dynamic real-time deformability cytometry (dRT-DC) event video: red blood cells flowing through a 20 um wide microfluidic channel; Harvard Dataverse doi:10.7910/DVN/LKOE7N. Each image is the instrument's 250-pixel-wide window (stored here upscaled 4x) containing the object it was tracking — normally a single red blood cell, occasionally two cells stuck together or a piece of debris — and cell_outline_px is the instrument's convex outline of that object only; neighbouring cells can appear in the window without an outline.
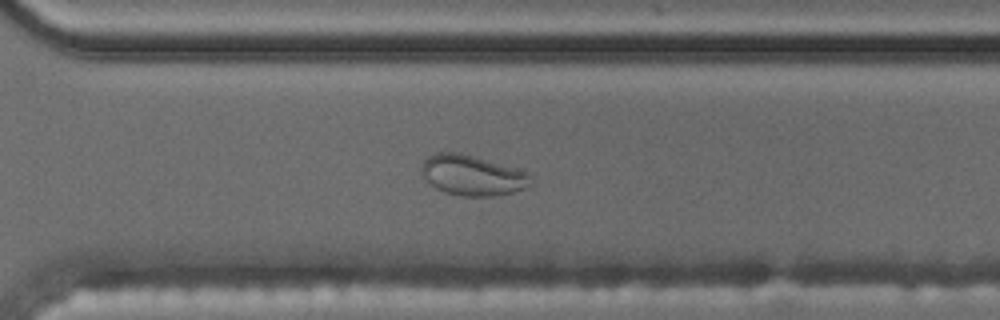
{"species": "common noctule bat (a hibernating species)", "species_latin": "Nyctalus noctula", "temperature_condition": "cold", "stored_images_in_passage": 57, "camera_frame_rate_fps": 3000, "um_per_image_px": 0.085, "animal": {"sex": "male", "body_mass_g": 17.5, "forearm_length_mm": 52.3}, "frame": {"image": 1, "passage_image": 41, "time_ms": 13.333, "image_size_px": [1000, 320], "cell_outline_px": [[532, 184], [524, 188], [512, 192], [496, 196], [460, 196], [444, 192], [436, 188], [420, 172], [420, 164], [428, 156], [436, 152], [460, 152], [512, 168], [524, 172], [528, 176]], "centroid_in_image_um": [40.06, 14.9], "position_along_channel_um": 330.5, "area_um2": 25.26}}